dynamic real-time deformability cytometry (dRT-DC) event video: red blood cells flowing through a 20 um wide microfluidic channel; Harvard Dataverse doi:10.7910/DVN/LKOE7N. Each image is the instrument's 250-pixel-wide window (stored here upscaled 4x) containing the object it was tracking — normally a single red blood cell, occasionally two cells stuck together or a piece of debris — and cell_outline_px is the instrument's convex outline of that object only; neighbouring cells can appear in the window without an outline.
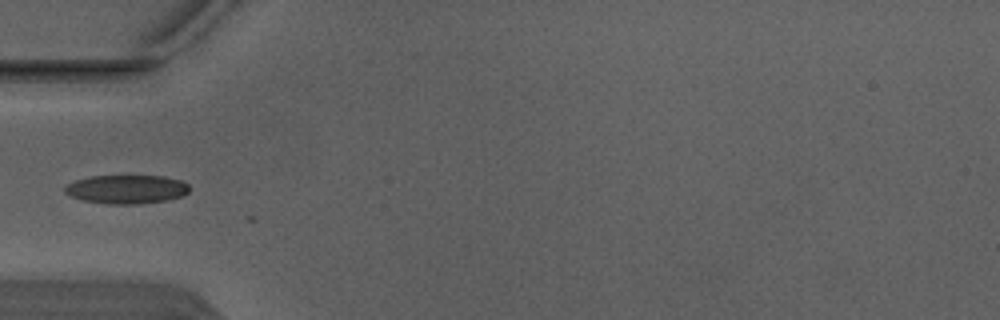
{"species": "Egyptian fruit bat (a non-hibernating species)", "species_latin": "Rousettus aegyptiacus", "temperature_condition": "warm", "stored_images_in_passage": 4, "camera_frame_rate_fps": 3000, "um_per_image_px": 0.085, "animal": {"sex": "male"}, "frame": {"image": 1, "passage_image": 4, "time_ms": 1.0, "image_size_px": [1000, 320], "cell_outline_px": [[188, 192], [184, 196], [168, 200], [140, 204], [108, 204], [84, 200], [72, 196], [64, 192], [64, 188], [68, 184], [76, 180], [92, 176], [164, 176], [180, 180], [188, 184]], "centroid_in_image_um": [10.79, 16.09], "position_along_channel_um": 74.2, "area_um2": 20.81}}